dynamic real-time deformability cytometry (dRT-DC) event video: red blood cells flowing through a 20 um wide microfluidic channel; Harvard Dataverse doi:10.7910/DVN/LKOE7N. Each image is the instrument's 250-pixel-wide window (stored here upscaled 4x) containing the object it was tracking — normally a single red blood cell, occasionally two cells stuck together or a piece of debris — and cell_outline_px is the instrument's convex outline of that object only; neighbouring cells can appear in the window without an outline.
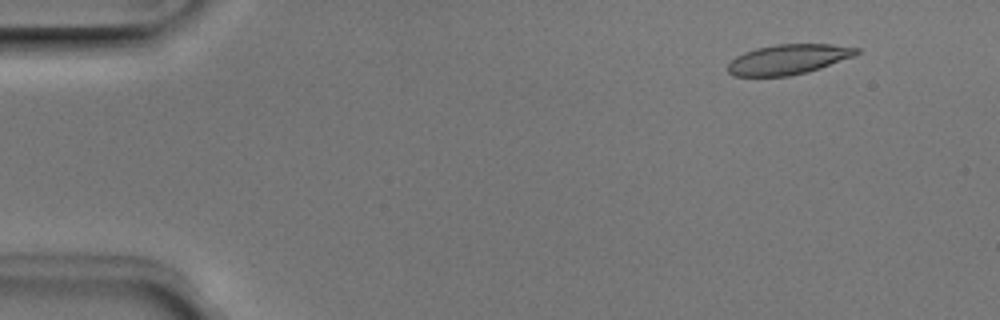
{"species": "Egyptian fruit bat (a non-hibernating species)", "species_latin": "Rousettus aegyptiacus", "temperature_condition": "room temperature", "stored_images_in_passage": 51, "camera_frame_rate_fps": 3000, "um_per_image_px": 0.085, "animal": {"sex": "male"}, "frame": {"image": 1, "passage_image": 5, "time_ms": 1.333, "image_size_px": [1000, 320], "cell_outline_px": [[860, 52], [852, 56], [820, 68], [808, 72], [788, 76], [732, 76], [728, 72], [728, 64], [736, 56], [744, 52], [756, 48], [776, 44], [832, 44], [860, 48]], "centroid_in_image_um": [66.99, 5.04], "position_along_channel_um": 18.0, "area_um2": 22.43}}
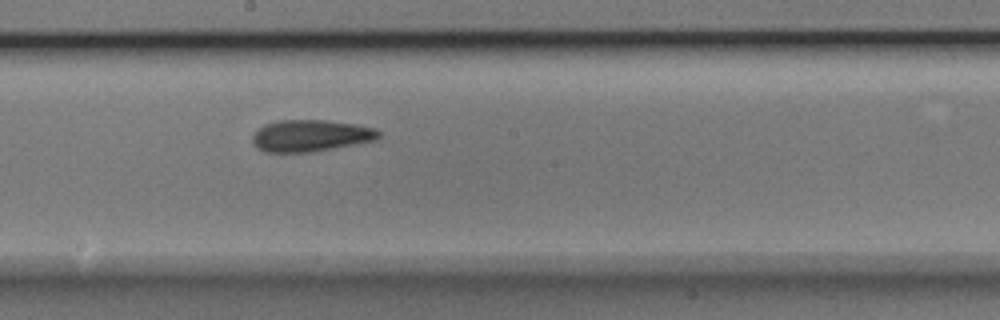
{"frame": {"image": 2, "passage_image": 28, "time_ms": 9.0, "image_size_px": [1000, 320], "cell_outline_px": [[380, 136], [376, 140], [312, 152], [264, 152], [256, 148], [252, 144], [252, 136], [264, 124], [276, 120], [324, 120], [356, 124], [376, 128], [380, 132]], "centroid_in_image_um": [26.38, 11.53], "position_along_channel_um": 221.8, "area_um2": 23.47}}
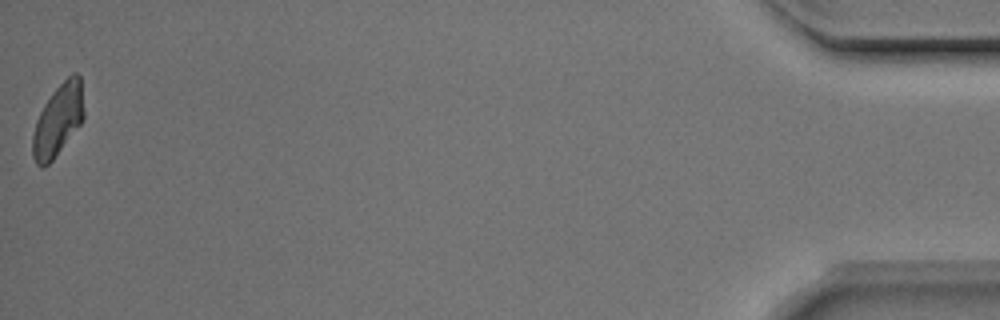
{"frame": {"image": 3, "passage_image": 51, "time_ms": 16.667, "image_size_px": [1000, 320], "cell_outline_px": [[84, 116], [80, 124], [52, 160], [44, 168], [40, 168], [36, 164], [32, 156], [32, 136], [36, 120], [44, 104], [52, 92], [72, 72], [76, 72], [80, 76], [84, 112]], "centroid_in_image_um": [4.91, 10.21], "position_along_channel_um": 430.3, "area_um2": 21.33}, "authors_computed_cell_mechanics": {"area_um2": 22.831, "velocity_mm_per_s": 3.9621, "shape_relaxation_time_tau1_ms": 3.9261, "shape_relaxation_time_tau2_ms": 2.706, "deformation_change_tau1": 0.1568, "deformation_change_tau2": 0.0995}}